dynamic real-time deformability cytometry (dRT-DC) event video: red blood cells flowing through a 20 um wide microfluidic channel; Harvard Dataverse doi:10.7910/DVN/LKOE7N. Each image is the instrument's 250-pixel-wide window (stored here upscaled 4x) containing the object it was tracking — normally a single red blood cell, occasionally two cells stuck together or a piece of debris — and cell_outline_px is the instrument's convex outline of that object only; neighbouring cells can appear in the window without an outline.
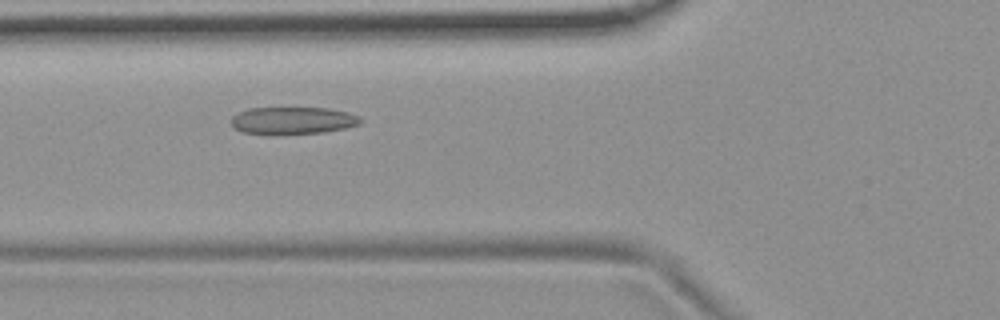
{"species": "common noctule bat (a hibernating species)", "species_latin": "Nyctalus noctula", "temperature_condition": "room temperature", "stored_images_in_passage": 6, "camera_frame_rate_fps": 3000, "um_per_image_px": 0.085, "animal": {"sex": "female", "body_mass_g": 19.9}, "frame": {"image": 1, "passage_image": 5, "time_ms": 4.667, "image_size_px": [1000, 320], "cell_outline_px": [[364, 120], [360, 124], [344, 128], [324, 132], [276, 136], [240, 132], [232, 124], [232, 116], [248, 108], [328, 108], [348, 112], [360, 116]], "centroid_in_image_um": [24.9, 10.27], "position_along_channel_um": 100.9, "area_um2": 21.04}}
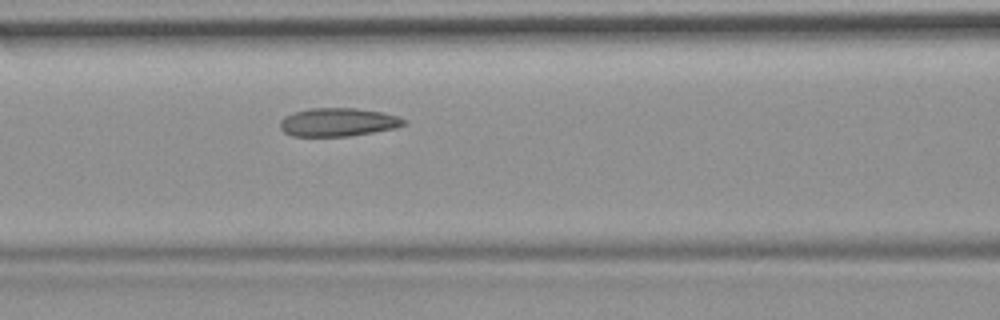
{"frame": {"image": 2, "passage_image": 6, "time_ms": 5.667, "image_size_px": [1000, 320], "cell_outline_px": [[408, 120], [404, 124], [396, 128], [348, 136], [292, 136], [284, 132], [280, 128], [280, 120], [284, 116], [292, 112], [308, 108], [356, 108], [384, 112]], "centroid_in_image_um": [28.71, 10.37], "position_along_channel_um": 137.9, "area_um2": 20.58}}